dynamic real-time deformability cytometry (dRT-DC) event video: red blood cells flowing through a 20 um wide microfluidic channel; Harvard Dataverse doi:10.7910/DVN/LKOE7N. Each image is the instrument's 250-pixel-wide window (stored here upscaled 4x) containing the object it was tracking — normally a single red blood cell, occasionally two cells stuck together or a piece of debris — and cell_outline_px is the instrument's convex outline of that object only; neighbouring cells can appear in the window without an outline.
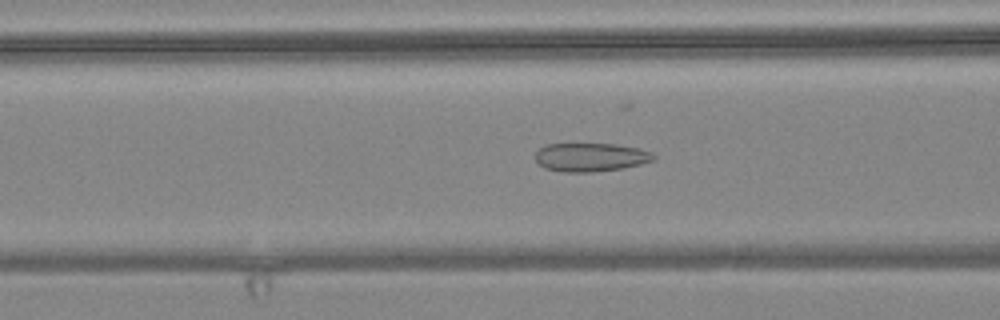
{"species": "common noctule bat (a hibernating species)", "species_latin": "Nyctalus noctula", "temperature_condition": "warm", "stored_images_in_passage": 57, "camera_frame_rate_fps": 3000, "um_per_image_px": 0.085, "animal": {"sex": "female", "body_mass_g": 24.6, "forearm_length_mm": 56.2}, "frame": {"image": 1, "passage_image": 22, "time_ms": 7.0, "image_size_px": [1000, 320], "cell_outline_px": [[656, 160], [624, 168], [592, 172], [564, 172], [544, 168], [536, 160], [536, 152], [544, 144], [616, 144], [640, 148], [652, 152], [656, 156]], "centroid_in_image_um": [50.24, 13.36], "position_along_channel_um": 116.4, "area_um2": 19.83}}
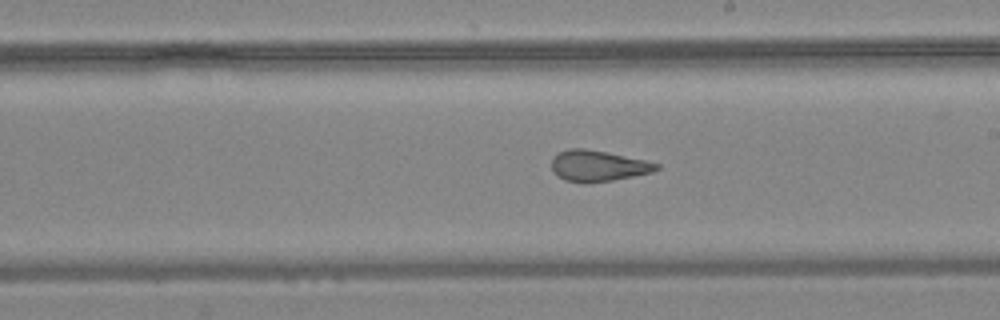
{"frame": {"image": 2, "passage_image": 32, "time_ms": 10.333, "image_size_px": [1000, 320], "cell_outline_px": [[660, 168], [652, 172], [612, 180], [584, 184], [564, 180], [552, 172], [552, 156], [568, 148], [584, 148], [608, 152], [644, 160], [660, 164]], "centroid_in_image_um": [50.79, 14.1], "position_along_channel_um": 238.2, "area_um2": 19.07}}
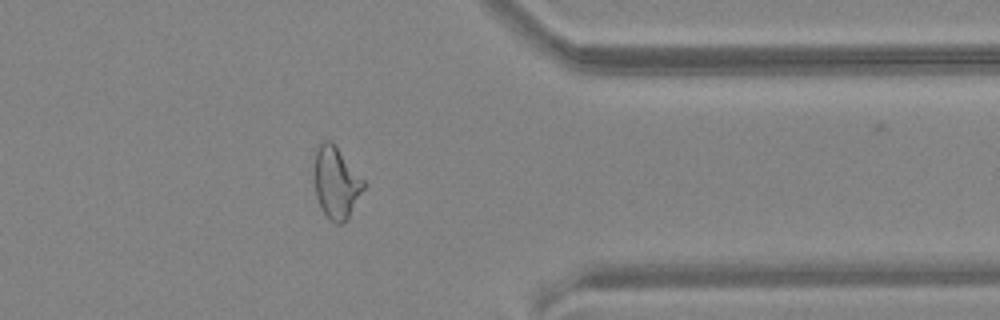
{"frame": {"image": 3, "passage_image": 45, "time_ms": 14.667, "image_size_px": [1000, 320], "cell_outline_px": [[364, 188], [348, 220], [340, 224], [336, 224], [324, 212], [316, 196], [316, 144], [320, 140], [332, 140], [364, 180]], "centroid_in_image_um": [28.6, 15.49], "position_along_channel_um": 382.8, "area_um2": 20.35}, "authors_computed_cell_mechanics": {"area_um2": 21.7906, "velocity_mm_per_s": 3.6502, "shape_relaxation_time_tau1_ms": null, "shape_relaxation_time_tau2_ms": 1.6066, "deformation_change_tau1": null, "deformation_change_tau2": 0.095}}